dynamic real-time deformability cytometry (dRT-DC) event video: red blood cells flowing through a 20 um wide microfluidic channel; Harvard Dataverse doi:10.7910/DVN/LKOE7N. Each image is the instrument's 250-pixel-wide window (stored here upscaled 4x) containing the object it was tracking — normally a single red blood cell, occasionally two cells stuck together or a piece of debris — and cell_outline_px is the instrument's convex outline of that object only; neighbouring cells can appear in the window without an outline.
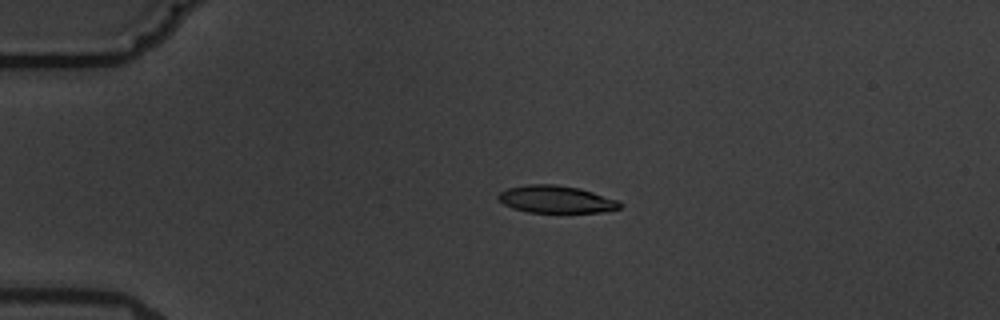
{"species": "common noctule bat (a hibernating species)", "species_latin": "Nyctalus noctula", "temperature_condition": "warm", "stored_images_in_passage": 5, "camera_frame_rate_fps": 3000, "um_per_image_px": 0.085, "animal": {"sex": "male", "body_mass_g": 19.5, "forearm_length_mm": 54.6}, "frame": {"image": 1, "passage_image": 4, "time_ms": 4.333, "image_size_px": [1000, 320], "cell_outline_px": [[624, 204], [620, 208], [604, 212], [528, 212], [512, 208], [504, 204], [496, 196], [500, 192], [508, 188], [528, 184], [556, 184], [580, 188], [616, 200]], "centroid_in_image_um": [47.26, 16.94], "position_along_channel_um": 37.7, "area_um2": 19.31}}